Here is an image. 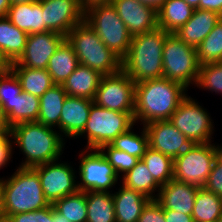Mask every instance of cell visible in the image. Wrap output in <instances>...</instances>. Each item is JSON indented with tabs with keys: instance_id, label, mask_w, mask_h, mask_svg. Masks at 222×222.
<instances>
[{
	"instance_id": "obj_56",
	"label": "cell",
	"mask_w": 222,
	"mask_h": 222,
	"mask_svg": "<svg viewBox=\"0 0 222 222\" xmlns=\"http://www.w3.org/2000/svg\"><path fill=\"white\" fill-rule=\"evenodd\" d=\"M218 222H222V215H221V217L218 219Z\"/></svg>"
},
{
	"instance_id": "obj_52",
	"label": "cell",
	"mask_w": 222,
	"mask_h": 222,
	"mask_svg": "<svg viewBox=\"0 0 222 222\" xmlns=\"http://www.w3.org/2000/svg\"><path fill=\"white\" fill-rule=\"evenodd\" d=\"M143 4L154 7L156 10L166 1V0H138Z\"/></svg>"
},
{
	"instance_id": "obj_33",
	"label": "cell",
	"mask_w": 222,
	"mask_h": 222,
	"mask_svg": "<svg viewBox=\"0 0 222 222\" xmlns=\"http://www.w3.org/2000/svg\"><path fill=\"white\" fill-rule=\"evenodd\" d=\"M154 180L160 185H165L173 179V159L161 152L148 147L142 157Z\"/></svg>"
},
{
	"instance_id": "obj_10",
	"label": "cell",
	"mask_w": 222,
	"mask_h": 222,
	"mask_svg": "<svg viewBox=\"0 0 222 222\" xmlns=\"http://www.w3.org/2000/svg\"><path fill=\"white\" fill-rule=\"evenodd\" d=\"M91 152H90V151ZM90 152V153H89ZM79 191L112 192L119 176L99 149H84L79 153ZM111 191H110V190Z\"/></svg>"
},
{
	"instance_id": "obj_30",
	"label": "cell",
	"mask_w": 222,
	"mask_h": 222,
	"mask_svg": "<svg viewBox=\"0 0 222 222\" xmlns=\"http://www.w3.org/2000/svg\"><path fill=\"white\" fill-rule=\"evenodd\" d=\"M20 81L22 91L41 97L55 84L46 69L12 67L11 69Z\"/></svg>"
},
{
	"instance_id": "obj_23",
	"label": "cell",
	"mask_w": 222,
	"mask_h": 222,
	"mask_svg": "<svg viewBox=\"0 0 222 222\" xmlns=\"http://www.w3.org/2000/svg\"><path fill=\"white\" fill-rule=\"evenodd\" d=\"M6 17L13 25L29 35L45 32L42 6L39 1L11 5Z\"/></svg>"
},
{
	"instance_id": "obj_51",
	"label": "cell",
	"mask_w": 222,
	"mask_h": 222,
	"mask_svg": "<svg viewBox=\"0 0 222 222\" xmlns=\"http://www.w3.org/2000/svg\"><path fill=\"white\" fill-rule=\"evenodd\" d=\"M52 222H70V220L57 212L52 205Z\"/></svg>"
},
{
	"instance_id": "obj_24",
	"label": "cell",
	"mask_w": 222,
	"mask_h": 222,
	"mask_svg": "<svg viewBox=\"0 0 222 222\" xmlns=\"http://www.w3.org/2000/svg\"><path fill=\"white\" fill-rule=\"evenodd\" d=\"M193 12L194 8L184 0H166L157 9L158 27L174 33L192 17Z\"/></svg>"
},
{
	"instance_id": "obj_40",
	"label": "cell",
	"mask_w": 222,
	"mask_h": 222,
	"mask_svg": "<svg viewBox=\"0 0 222 222\" xmlns=\"http://www.w3.org/2000/svg\"><path fill=\"white\" fill-rule=\"evenodd\" d=\"M6 222H52V204L36 211L13 214Z\"/></svg>"
},
{
	"instance_id": "obj_39",
	"label": "cell",
	"mask_w": 222,
	"mask_h": 222,
	"mask_svg": "<svg viewBox=\"0 0 222 222\" xmlns=\"http://www.w3.org/2000/svg\"><path fill=\"white\" fill-rule=\"evenodd\" d=\"M99 150L105 156L110 165L114 168L116 174L119 177L120 174L121 176H124L139 161V158L130 155L124 151L115 149L110 144L102 145Z\"/></svg>"
},
{
	"instance_id": "obj_2",
	"label": "cell",
	"mask_w": 222,
	"mask_h": 222,
	"mask_svg": "<svg viewBox=\"0 0 222 222\" xmlns=\"http://www.w3.org/2000/svg\"><path fill=\"white\" fill-rule=\"evenodd\" d=\"M58 132L37 121L11 127L13 145L19 147L25 156L19 167H34L59 160L66 142Z\"/></svg>"
},
{
	"instance_id": "obj_12",
	"label": "cell",
	"mask_w": 222,
	"mask_h": 222,
	"mask_svg": "<svg viewBox=\"0 0 222 222\" xmlns=\"http://www.w3.org/2000/svg\"><path fill=\"white\" fill-rule=\"evenodd\" d=\"M210 113L197 100L187 96L171 115L172 123L188 139L196 143L212 142L214 126Z\"/></svg>"
},
{
	"instance_id": "obj_36",
	"label": "cell",
	"mask_w": 222,
	"mask_h": 222,
	"mask_svg": "<svg viewBox=\"0 0 222 222\" xmlns=\"http://www.w3.org/2000/svg\"><path fill=\"white\" fill-rule=\"evenodd\" d=\"M140 132V135L130 128L127 132L120 134L115 138L110 145L115 149L124 151L139 159H142L147 148L149 147L148 134L145 127Z\"/></svg>"
},
{
	"instance_id": "obj_13",
	"label": "cell",
	"mask_w": 222,
	"mask_h": 222,
	"mask_svg": "<svg viewBox=\"0 0 222 222\" xmlns=\"http://www.w3.org/2000/svg\"><path fill=\"white\" fill-rule=\"evenodd\" d=\"M62 162L57 160L32 167L38 173L45 198L50 204L78 191L75 169L68 162Z\"/></svg>"
},
{
	"instance_id": "obj_47",
	"label": "cell",
	"mask_w": 222,
	"mask_h": 222,
	"mask_svg": "<svg viewBox=\"0 0 222 222\" xmlns=\"http://www.w3.org/2000/svg\"><path fill=\"white\" fill-rule=\"evenodd\" d=\"M0 132H11V127L7 123L6 115L0 103Z\"/></svg>"
},
{
	"instance_id": "obj_18",
	"label": "cell",
	"mask_w": 222,
	"mask_h": 222,
	"mask_svg": "<svg viewBox=\"0 0 222 222\" xmlns=\"http://www.w3.org/2000/svg\"><path fill=\"white\" fill-rule=\"evenodd\" d=\"M92 104L93 101L86 98L66 97L59 123L62 138L77 139L86 126Z\"/></svg>"
},
{
	"instance_id": "obj_17",
	"label": "cell",
	"mask_w": 222,
	"mask_h": 222,
	"mask_svg": "<svg viewBox=\"0 0 222 222\" xmlns=\"http://www.w3.org/2000/svg\"><path fill=\"white\" fill-rule=\"evenodd\" d=\"M111 3L132 36L158 27L157 10L154 7L138 0H112Z\"/></svg>"
},
{
	"instance_id": "obj_15",
	"label": "cell",
	"mask_w": 222,
	"mask_h": 222,
	"mask_svg": "<svg viewBox=\"0 0 222 222\" xmlns=\"http://www.w3.org/2000/svg\"><path fill=\"white\" fill-rule=\"evenodd\" d=\"M42 6L44 31L66 36L84 20V9L79 0H38Z\"/></svg>"
},
{
	"instance_id": "obj_48",
	"label": "cell",
	"mask_w": 222,
	"mask_h": 222,
	"mask_svg": "<svg viewBox=\"0 0 222 222\" xmlns=\"http://www.w3.org/2000/svg\"><path fill=\"white\" fill-rule=\"evenodd\" d=\"M0 222H6L5 208H4V190L2 181L0 179Z\"/></svg>"
},
{
	"instance_id": "obj_37",
	"label": "cell",
	"mask_w": 222,
	"mask_h": 222,
	"mask_svg": "<svg viewBox=\"0 0 222 222\" xmlns=\"http://www.w3.org/2000/svg\"><path fill=\"white\" fill-rule=\"evenodd\" d=\"M196 87L222 95V62L200 65Z\"/></svg>"
},
{
	"instance_id": "obj_53",
	"label": "cell",
	"mask_w": 222,
	"mask_h": 222,
	"mask_svg": "<svg viewBox=\"0 0 222 222\" xmlns=\"http://www.w3.org/2000/svg\"><path fill=\"white\" fill-rule=\"evenodd\" d=\"M214 144L215 152H216V160L222 165V146L220 144Z\"/></svg>"
},
{
	"instance_id": "obj_20",
	"label": "cell",
	"mask_w": 222,
	"mask_h": 222,
	"mask_svg": "<svg viewBox=\"0 0 222 222\" xmlns=\"http://www.w3.org/2000/svg\"><path fill=\"white\" fill-rule=\"evenodd\" d=\"M222 18L216 12L194 9L192 17L181 26L174 34L192 47H198L204 38Z\"/></svg>"
},
{
	"instance_id": "obj_54",
	"label": "cell",
	"mask_w": 222,
	"mask_h": 222,
	"mask_svg": "<svg viewBox=\"0 0 222 222\" xmlns=\"http://www.w3.org/2000/svg\"><path fill=\"white\" fill-rule=\"evenodd\" d=\"M38 0H10L11 5L15 4H27L37 2Z\"/></svg>"
},
{
	"instance_id": "obj_7",
	"label": "cell",
	"mask_w": 222,
	"mask_h": 222,
	"mask_svg": "<svg viewBox=\"0 0 222 222\" xmlns=\"http://www.w3.org/2000/svg\"><path fill=\"white\" fill-rule=\"evenodd\" d=\"M163 78L183 84L196 85L200 63L196 48L186 44L176 34L169 33L163 46Z\"/></svg>"
},
{
	"instance_id": "obj_41",
	"label": "cell",
	"mask_w": 222,
	"mask_h": 222,
	"mask_svg": "<svg viewBox=\"0 0 222 222\" xmlns=\"http://www.w3.org/2000/svg\"><path fill=\"white\" fill-rule=\"evenodd\" d=\"M138 222H166L163 207L151 199L141 212Z\"/></svg>"
},
{
	"instance_id": "obj_44",
	"label": "cell",
	"mask_w": 222,
	"mask_h": 222,
	"mask_svg": "<svg viewBox=\"0 0 222 222\" xmlns=\"http://www.w3.org/2000/svg\"><path fill=\"white\" fill-rule=\"evenodd\" d=\"M164 217L166 222H194L192 215H186L171 209H164Z\"/></svg>"
},
{
	"instance_id": "obj_38",
	"label": "cell",
	"mask_w": 222,
	"mask_h": 222,
	"mask_svg": "<svg viewBox=\"0 0 222 222\" xmlns=\"http://www.w3.org/2000/svg\"><path fill=\"white\" fill-rule=\"evenodd\" d=\"M22 92L20 81L12 70L0 74V103L5 115L13 109V101Z\"/></svg>"
},
{
	"instance_id": "obj_11",
	"label": "cell",
	"mask_w": 222,
	"mask_h": 222,
	"mask_svg": "<svg viewBox=\"0 0 222 222\" xmlns=\"http://www.w3.org/2000/svg\"><path fill=\"white\" fill-rule=\"evenodd\" d=\"M215 160L214 143H197L186 155L173 160V179L204 187Z\"/></svg>"
},
{
	"instance_id": "obj_26",
	"label": "cell",
	"mask_w": 222,
	"mask_h": 222,
	"mask_svg": "<svg viewBox=\"0 0 222 222\" xmlns=\"http://www.w3.org/2000/svg\"><path fill=\"white\" fill-rule=\"evenodd\" d=\"M67 93L62 85L55 84L40 97V111L37 122L59 129L60 114Z\"/></svg>"
},
{
	"instance_id": "obj_1",
	"label": "cell",
	"mask_w": 222,
	"mask_h": 222,
	"mask_svg": "<svg viewBox=\"0 0 222 222\" xmlns=\"http://www.w3.org/2000/svg\"><path fill=\"white\" fill-rule=\"evenodd\" d=\"M183 84L165 78L148 79L135 84L134 121L143 126L169 120L188 96Z\"/></svg>"
},
{
	"instance_id": "obj_4",
	"label": "cell",
	"mask_w": 222,
	"mask_h": 222,
	"mask_svg": "<svg viewBox=\"0 0 222 222\" xmlns=\"http://www.w3.org/2000/svg\"><path fill=\"white\" fill-rule=\"evenodd\" d=\"M0 179L6 219L13 214L36 211L50 205L38 173L32 167H17L10 177Z\"/></svg>"
},
{
	"instance_id": "obj_31",
	"label": "cell",
	"mask_w": 222,
	"mask_h": 222,
	"mask_svg": "<svg viewBox=\"0 0 222 222\" xmlns=\"http://www.w3.org/2000/svg\"><path fill=\"white\" fill-rule=\"evenodd\" d=\"M222 215V198L204 187L198 189L192 211L194 222H216Z\"/></svg>"
},
{
	"instance_id": "obj_32",
	"label": "cell",
	"mask_w": 222,
	"mask_h": 222,
	"mask_svg": "<svg viewBox=\"0 0 222 222\" xmlns=\"http://www.w3.org/2000/svg\"><path fill=\"white\" fill-rule=\"evenodd\" d=\"M40 97L22 92L13 101V109L6 115L10 127L24 122L38 120Z\"/></svg>"
},
{
	"instance_id": "obj_21",
	"label": "cell",
	"mask_w": 222,
	"mask_h": 222,
	"mask_svg": "<svg viewBox=\"0 0 222 222\" xmlns=\"http://www.w3.org/2000/svg\"><path fill=\"white\" fill-rule=\"evenodd\" d=\"M116 222H138L144 207L151 200L141 192L120 185L118 192L112 193Z\"/></svg>"
},
{
	"instance_id": "obj_35",
	"label": "cell",
	"mask_w": 222,
	"mask_h": 222,
	"mask_svg": "<svg viewBox=\"0 0 222 222\" xmlns=\"http://www.w3.org/2000/svg\"><path fill=\"white\" fill-rule=\"evenodd\" d=\"M54 209L65 216L70 222L87 221L86 192L77 191L67 195L53 204Z\"/></svg>"
},
{
	"instance_id": "obj_50",
	"label": "cell",
	"mask_w": 222,
	"mask_h": 222,
	"mask_svg": "<svg viewBox=\"0 0 222 222\" xmlns=\"http://www.w3.org/2000/svg\"><path fill=\"white\" fill-rule=\"evenodd\" d=\"M10 6V0H0V17L7 16Z\"/></svg>"
},
{
	"instance_id": "obj_42",
	"label": "cell",
	"mask_w": 222,
	"mask_h": 222,
	"mask_svg": "<svg viewBox=\"0 0 222 222\" xmlns=\"http://www.w3.org/2000/svg\"><path fill=\"white\" fill-rule=\"evenodd\" d=\"M204 188L222 198V165L215 160Z\"/></svg>"
},
{
	"instance_id": "obj_28",
	"label": "cell",
	"mask_w": 222,
	"mask_h": 222,
	"mask_svg": "<svg viewBox=\"0 0 222 222\" xmlns=\"http://www.w3.org/2000/svg\"><path fill=\"white\" fill-rule=\"evenodd\" d=\"M121 183L129 189L141 192L150 199H156L158 194L155 192H159L161 188L142 159H139L136 165L122 176Z\"/></svg>"
},
{
	"instance_id": "obj_34",
	"label": "cell",
	"mask_w": 222,
	"mask_h": 222,
	"mask_svg": "<svg viewBox=\"0 0 222 222\" xmlns=\"http://www.w3.org/2000/svg\"><path fill=\"white\" fill-rule=\"evenodd\" d=\"M196 53L200 65L222 62V18L196 47Z\"/></svg>"
},
{
	"instance_id": "obj_16",
	"label": "cell",
	"mask_w": 222,
	"mask_h": 222,
	"mask_svg": "<svg viewBox=\"0 0 222 222\" xmlns=\"http://www.w3.org/2000/svg\"><path fill=\"white\" fill-rule=\"evenodd\" d=\"M64 40V35L54 31L28 35L24 51L12 67L46 69L49 59Z\"/></svg>"
},
{
	"instance_id": "obj_46",
	"label": "cell",
	"mask_w": 222,
	"mask_h": 222,
	"mask_svg": "<svg viewBox=\"0 0 222 222\" xmlns=\"http://www.w3.org/2000/svg\"><path fill=\"white\" fill-rule=\"evenodd\" d=\"M11 69H12L11 61L6 57L4 52L0 49V74L7 73L11 71Z\"/></svg>"
},
{
	"instance_id": "obj_29",
	"label": "cell",
	"mask_w": 222,
	"mask_h": 222,
	"mask_svg": "<svg viewBox=\"0 0 222 222\" xmlns=\"http://www.w3.org/2000/svg\"><path fill=\"white\" fill-rule=\"evenodd\" d=\"M86 222H116L112 192H86Z\"/></svg>"
},
{
	"instance_id": "obj_8",
	"label": "cell",
	"mask_w": 222,
	"mask_h": 222,
	"mask_svg": "<svg viewBox=\"0 0 222 222\" xmlns=\"http://www.w3.org/2000/svg\"><path fill=\"white\" fill-rule=\"evenodd\" d=\"M135 125L134 113H124L99 107L94 103L83 132L77 137H87L86 149H99L110 144L120 134Z\"/></svg>"
},
{
	"instance_id": "obj_49",
	"label": "cell",
	"mask_w": 222,
	"mask_h": 222,
	"mask_svg": "<svg viewBox=\"0 0 222 222\" xmlns=\"http://www.w3.org/2000/svg\"><path fill=\"white\" fill-rule=\"evenodd\" d=\"M81 7L85 10L95 4L111 3L112 0H79Z\"/></svg>"
},
{
	"instance_id": "obj_6",
	"label": "cell",
	"mask_w": 222,
	"mask_h": 222,
	"mask_svg": "<svg viewBox=\"0 0 222 222\" xmlns=\"http://www.w3.org/2000/svg\"><path fill=\"white\" fill-rule=\"evenodd\" d=\"M84 20L117 56L123 59L128 54L132 35L112 3L88 7L84 10Z\"/></svg>"
},
{
	"instance_id": "obj_22",
	"label": "cell",
	"mask_w": 222,
	"mask_h": 222,
	"mask_svg": "<svg viewBox=\"0 0 222 222\" xmlns=\"http://www.w3.org/2000/svg\"><path fill=\"white\" fill-rule=\"evenodd\" d=\"M102 76L98 71L79 64L62 86L68 96L93 101Z\"/></svg>"
},
{
	"instance_id": "obj_14",
	"label": "cell",
	"mask_w": 222,
	"mask_h": 222,
	"mask_svg": "<svg viewBox=\"0 0 222 222\" xmlns=\"http://www.w3.org/2000/svg\"><path fill=\"white\" fill-rule=\"evenodd\" d=\"M149 139V147L172 158L186 155L197 144L188 139L169 120L153 121L144 125Z\"/></svg>"
},
{
	"instance_id": "obj_55",
	"label": "cell",
	"mask_w": 222,
	"mask_h": 222,
	"mask_svg": "<svg viewBox=\"0 0 222 222\" xmlns=\"http://www.w3.org/2000/svg\"><path fill=\"white\" fill-rule=\"evenodd\" d=\"M184 1L194 9H199L200 0H184Z\"/></svg>"
},
{
	"instance_id": "obj_3",
	"label": "cell",
	"mask_w": 222,
	"mask_h": 222,
	"mask_svg": "<svg viewBox=\"0 0 222 222\" xmlns=\"http://www.w3.org/2000/svg\"><path fill=\"white\" fill-rule=\"evenodd\" d=\"M169 32L157 27L132 36L122 70L135 82L163 78V46Z\"/></svg>"
},
{
	"instance_id": "obj_19",
	"label": "cell",
	"mask_w": 222,
	"mask_h": 222,
	"mask_svg": "<svg viewBox=\"0 0 222 222\" xmlns=\"http://www.w3.org/2000/svg\"><path fill=\"white\" fill-rule=\"evenodd\" d=\"M200 187L185 182L170 180L162 185L155 199L163 209H171L192 215L196 193Z\"/></svg>"
},
{
	"instance_id": "obj_27",
	"label": "cell",
	"mask_w": 222,
	"mask_h": 222,
	"mask_svg": "<svg viewBox=\"0 0 222 222\" xmlns=\"http://www.w3.org/2000/svg\"><path fill=\"white\" fill-rule=\"evenodd\" d=\"M28 35L13 25L6 16L0 17V49L11 63H15L22 55Z\"/></svg>"
},
{
	"instance_id": "obj_9",
	"label": "cell",
	"mask_w": 222,
	"mask_h": 222,
	"mask_svg": "<svg viewBox=\"0 0 222 222\" xmlns=\"http://www.w3.org/2000/svg\"><path fill=\"white\" fill-rule=\"evenodd\" d=\"M135 82L121 69L103 75L93 103L99 107L124 113H134Z\"/></svg>"
},
{
	"instance_id": "obj_5",
	"label": "cell",
	"mask_w": 222,
	"mask_h": 222,
	"mask_svg": "<svg viewBox=\"0 0 222 222\" xmlns=\"http://www.w3.org/2000/svg\"><path fill=\"white\" fill-rule=\"evenodd\" d=\"M65 39L72 46L79 64L102 75L113 74L122 69V59L107 48L85 20L77 24Z\"/></svg>"
},
{
	"instance_id": "obj_43",
	"label": "cell",
	"mask_w": 222,
	"mask_h": 222,
	"mask_svg": "<svg viewBox=\"0 0 222 222\" xmlns=\"http://www.w3.org/2000/svg\"><path fill=\"white\" fill-rule=\"evenodd\" d=\"M13 148L11 132H0V170L7 167L13 155Z\"/></svg>"
},
{
	"instance_id": "obj_45",
	"label": "cell",
	"mask_w": 222,
	"mask_h": 222,
	"mask_svg": "<svg viewBox=\"0 0 222 222\" xmlns=\"http://www.w3.org/2000/svg\"><path fill=\"white\" fill-rule=\"evenodd\" d=\"M199 9L213 11L222 16V0H200Z\"/></svg>"
},
{
	"instance_id": "obj_25",
	"label": "cell",
	"mask_w": 222,
	"mask_h": 222,
	"mask_svg": "<svg viewBox=\"0 0 222 222\" xmlns=\"http://www.w3.org/2000/svg\"><path fill=\"white\" fill-rule=\"evenodd\" d=\"M78 65L77 55L65 39L49 59L46 70L54 84L62 85Z\"/></svg>"
}]
</instances>
